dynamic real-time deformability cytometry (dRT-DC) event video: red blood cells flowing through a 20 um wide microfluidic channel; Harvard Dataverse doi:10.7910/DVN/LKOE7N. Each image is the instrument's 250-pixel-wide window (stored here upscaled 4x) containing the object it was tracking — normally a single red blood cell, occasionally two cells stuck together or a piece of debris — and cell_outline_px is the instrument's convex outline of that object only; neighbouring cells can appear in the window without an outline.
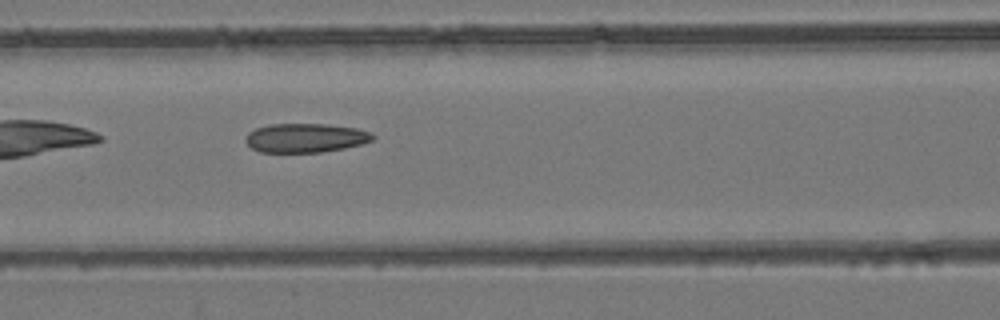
{"species": "common noctule bat (a hibernating species)", "species_latin": "Nyctalus noctula", "temperature_condition": "room temperature", "stored_images_in_passage": 38, "camera_frame_rate_fps": 3000, "um_per_image_px": 0.085, "animal": {"sex": "female", "body_mass_g": 24.6, "forearm_length_mm": 56.2}, "frame": {"image": 1, "passage_image": 7, "time_ms": 2.0, "image_size_px": [1000, 320], "cell_outline_px": [[376, 136], [372, 140], [360, 144], [344, 148], [320, 152], [260, 152], [252, 148], [244, 140], [248, 132], [256, 128], [272, 124], [324, 124], [356, 128], [372, 132]], "centroid_in_image_um": [25.96, 11.72], "position_along_channel_um": 140.6, "area_um2": 21.44}}
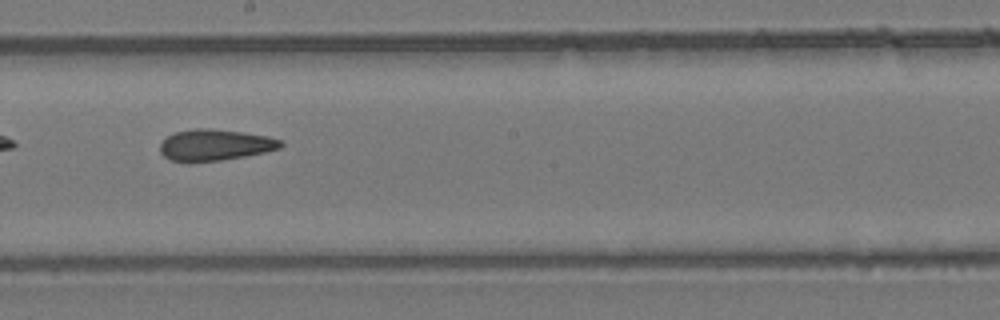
{"frame": {"image": 2, "passage_image": 14, "time_ms": 4.333, "image_size_px": [1000, 320], "cell_outline_px": [[284, 144], [280, 148], [264, 152], [244, 156], [220, 160], [188, 164], [168, 160], [160, 152], [160, 144], [168, 136], [176, 132], [196, 128], [208, 128], [240, 132], [268, 136], [284, 140]], "centroid_in_image_um": [18.25, 12.35], "position_along_channel_um": 230.0, "area_um2": 22.25}}
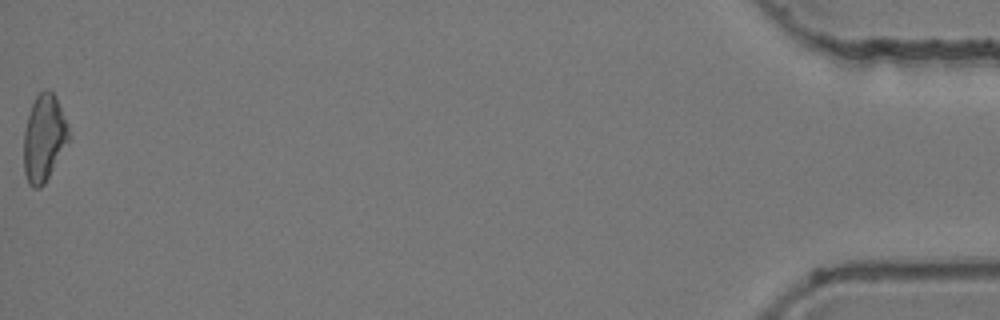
{"frame": {"image": 3, "passage_image": 38, "time_ms": 12.333, "image_size_px": [1000, 320], "cell_outline_px": [[68, 140], [44, 184], [40, 188], [32, 188], [28, 184], [24, 172], [24, 132], [28, 116], [32, 104], [36, 96], [44, 88], [48, 88], [52, 92], [68, 124]], "centroid_in_image_um": [3.7, 11.74], "position_along_channel_um": 431.5, "area_um2": 22.25}, "authors_computed_cell_mechanics": {"area_um2": 22.0796, "velocity_mm_per_s": 3.8265, "shape_relaxation_time_tau1_ms": null, "shape_relaxation_time_tau2_ms": 3.0456, "deformation_change_tau1": null, "deformation_change_tau2": 0.1278}}